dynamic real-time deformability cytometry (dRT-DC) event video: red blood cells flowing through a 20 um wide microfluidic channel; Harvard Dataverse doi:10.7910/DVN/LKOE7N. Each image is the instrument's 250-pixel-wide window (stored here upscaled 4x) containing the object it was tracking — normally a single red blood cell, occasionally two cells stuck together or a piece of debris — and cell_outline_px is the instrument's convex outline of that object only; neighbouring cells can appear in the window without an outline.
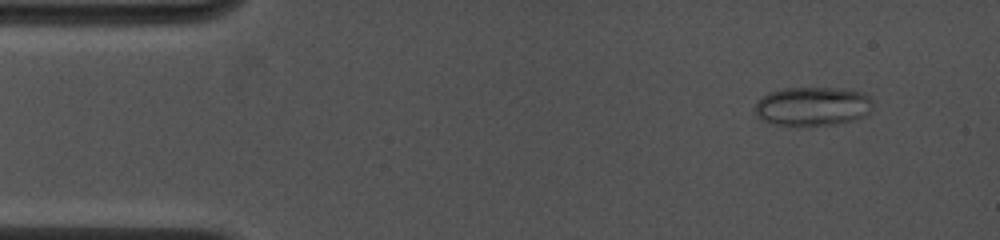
{"species": "common noctule bat (a hibernating species)", "species_latin": "Nyctalus noctula", "temperature_condition": "cold", "stored_images_in_passage": 7, "camera_frame_rate_fps": 4500, "um_per_image_px": 0.085, "animal": {"sex": "female", "body_mass_g": 19.0, "forearm_length_mm": 53.3}, "frame": {"image": 1, "passage_image": 2, "time_ms": 1.111, "image_size_px": [1000, 240], "cell_outline_px": [[872, 108], [864, 116], [836, 124], [776, 124], [764, 120], [756, 116], [756, 100], [768, 92], [784, 88], [836, 88], [864, 92], [872, 100]], "centroid_in_image_um": [69.06, 9.0], "position_along_channel_um": 15.9, "area_um2": 26.36}}
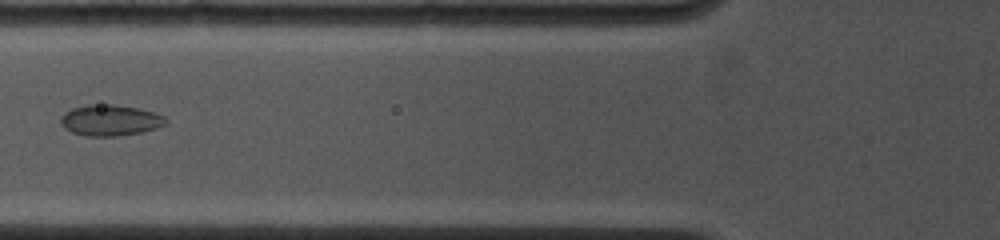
{"frame": {"image": 2, "passage_image": 6, "time_ms": 5.778, "image_size_px": [1000, 240], "cell_outline_px": [[168, 124], [156, 128], [140, 132], [120, 136], [88, 136], [72, 132], [64, 128], [60, 124], [60, 116], [64, 112], [72, 108], [88, 104], [112, 104], [140, 108], [164, 116], [168, 120]], "centroid_in_image_um": [9.35, 10.21], "position_along_channel_um": 116.4, "area_um2": 19.19}}
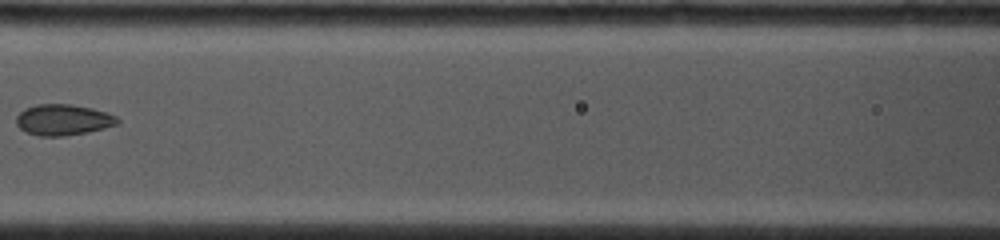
{"frame": {"image": 3, "passage_image": 7, "time_ms": 6.889, "image_size_px": [1000, 240], "cell_outline_px": [[120, 124], [88, 132], [64, 136], [40, 136], [28, 132], [20, 128], [16, 124], [16, 116], [24, 108], [36, 104], [72, 104], [92, 108], [108, 112], [116, 116], [120, 120]], "centroid_in_image_um": [5.39, 10.17], "position_along_channel_um": 161.2, "area_um2": 18.44}}